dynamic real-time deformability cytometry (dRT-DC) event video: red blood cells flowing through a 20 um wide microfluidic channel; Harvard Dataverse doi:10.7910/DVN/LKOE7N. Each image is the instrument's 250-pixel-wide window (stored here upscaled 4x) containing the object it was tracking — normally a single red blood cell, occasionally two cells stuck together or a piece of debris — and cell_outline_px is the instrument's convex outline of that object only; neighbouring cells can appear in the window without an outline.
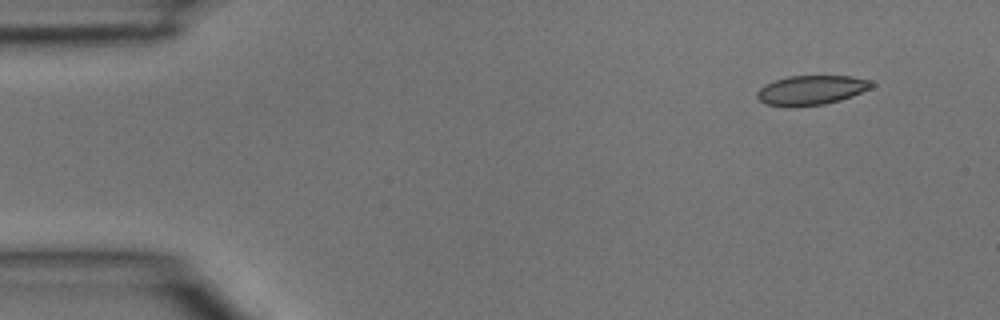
{"species": "common noctule bat (a hibernating species)", "species_latin": "Nyctalus noctula", "temperature_condition": "room temperature", "stored_images_in_passage": 3, "camera_frame_rate_fps": 3000, "um_per_image_px": 0.085, "animal": {"sex": "male", "body_mass_g": 15.6}, "frame": {"image": 1, "passage_image": 1, "time_ms": 0.0, "image_size_px": [1000, 320], "cell_outline_px": [[876, 84], [872, 88], [852, 96], [840, 100], [824, 104], [788, 108], [768, 104], [760, 100], [756, 96], [756, 92], [764, 84], [788, 76], [852, 76], [872, 80]], "centroid_in_image_um": [68.98, 7.66], "position_along_channel_um": 16.0, "area_um2": 19.94}}